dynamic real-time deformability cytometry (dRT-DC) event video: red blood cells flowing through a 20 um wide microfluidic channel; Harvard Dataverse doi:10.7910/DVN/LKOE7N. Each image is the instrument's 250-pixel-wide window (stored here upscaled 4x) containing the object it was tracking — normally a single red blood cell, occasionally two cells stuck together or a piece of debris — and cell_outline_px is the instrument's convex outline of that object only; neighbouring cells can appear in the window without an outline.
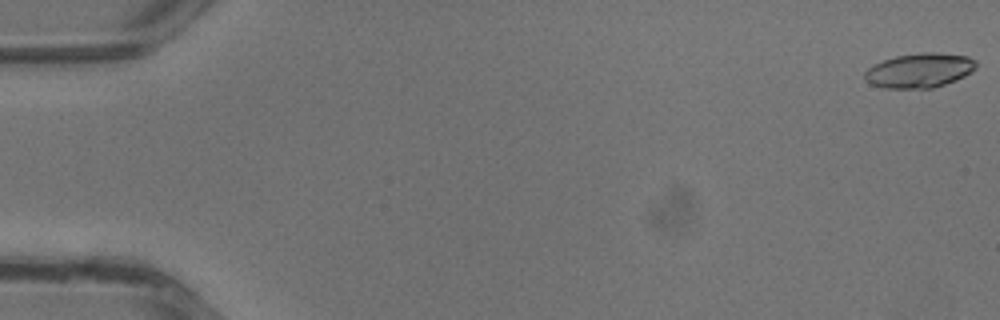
{"species": "common noctule bat (a hibernating species)", "species_latin": "Nyctalus noctula", "temperature_condition": "warm", "stored_images_in_passage": 14, "camera_frame_rate_fps": 3000, "um_per_image_px": 0.085, "animal": {"sex": "male", "body_mass_g": 13.3}, "frame": {"image": 1, "passage_image": 1, "time_ms": 0.0, "image_size_px": [1000, 320], "cell_outline_px": [[976, 68], [972, 72], [956, 80], [932, 88], [880, 88], [868, 84], [864, 80], [864, 72], [868, 68], [884, 60], [896, 56], [920, 52], [932, 52], [968, 56], [976, 60]], "centroid_in_image_um": [78.14, 5.99], "position_along_channel_um": 6.9, "area_um2": 22.54}}
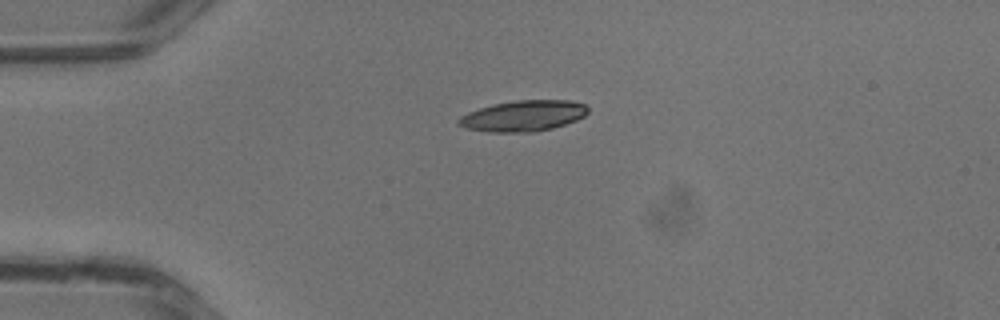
{"frame": {"image": 2, "passage_image": 10, "time_ms": 3.0, "image_size_px": [1000, 320], "cell_outline_px": [[588, 112], [584, 116], [576, 120], [552, 128], [532, 132], [488, 132], [464, 128], [456, 124], [456, 120], [460, 116], [468, 112], [492, 104], [516, 100], [568, 100], [584, 104], [588, 108]], "centroid_in_image_um": [44.43, 9.85], "position_along_channel_um": 40.6, "area_um2": 23.35}}